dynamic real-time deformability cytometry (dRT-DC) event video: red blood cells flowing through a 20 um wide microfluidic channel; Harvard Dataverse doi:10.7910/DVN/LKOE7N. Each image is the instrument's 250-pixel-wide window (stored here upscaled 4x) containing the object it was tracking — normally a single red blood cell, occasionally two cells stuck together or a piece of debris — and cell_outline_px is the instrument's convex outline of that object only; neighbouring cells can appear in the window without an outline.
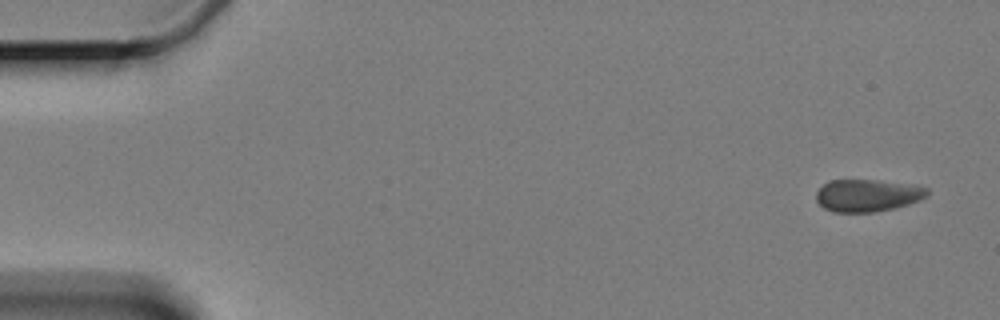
{"species": "Egyptian fruit bat (a non-hibernating species)", "species_latin": "Rousettus aegyptiacus", "temperature_condition": "cold", "stored_images_in_passage": 5, "camera_frame_rate_fps": 3000, "um_per_image_px": 0.085, "animal": {"sex": "female"}, "frame": {"image": 1, "passage_image": 1, "time_ms": 0.0, "image_size_px": [1000, 320], "cell_outline_px": [[928, 192], [920, 200], [908, 204], [876, 212], [832, 212], [824, 208], [816, 200], [816, 192], [824, 184], [832, 180], [880, 180], [928, 188]], "centroid_in_image_um": [73.69, 16.62], "position_along_channel_um": 11.3, "area_um2": 20.63}}
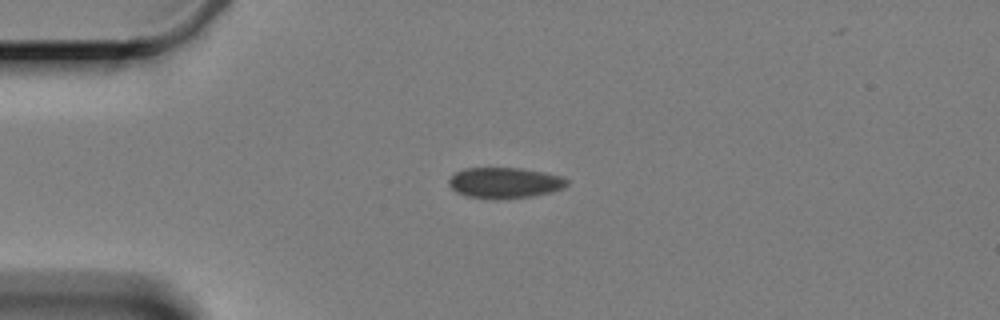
{"frame": {"image": 2, "passage_image": 4, "time_ms": 3.667, "image_size_px": [1000, 320], "cell_outline_px": [[568, 184], [564, 188], [532, 196], [504, 200], [492, 200], [468, 196], [456, 192], [448, 184], [448, 180], [456, 172], [464, 168], [520, 168], [544, 172], [560, 176], [568, 180]], "centroid_in_image_um": [42.88, 15.55], "position_along_channel_um": 42.1, "area_um2": 21.33}}